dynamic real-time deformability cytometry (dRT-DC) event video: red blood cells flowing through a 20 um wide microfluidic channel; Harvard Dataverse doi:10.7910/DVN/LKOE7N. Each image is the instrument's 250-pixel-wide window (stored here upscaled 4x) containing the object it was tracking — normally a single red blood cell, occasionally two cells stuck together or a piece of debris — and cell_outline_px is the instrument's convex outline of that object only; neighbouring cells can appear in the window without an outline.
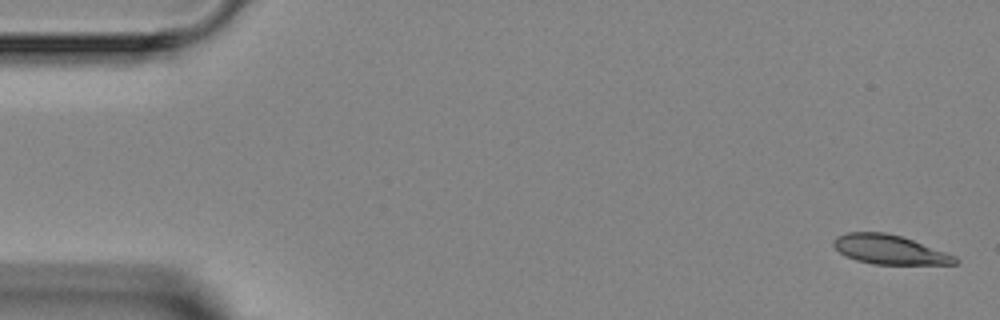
{"species": "Egyptian fruit bat (a non-hibernating species)", "species_latin": "Rousettus aegyptiacus", "temperature_condition": "room temperature", "stored_images_in_passage": 5, "camera_frame_rate_fps": 3000, "um_per_image_px": 0.085, "animal": {"sex": "female"}, "frame": {"image": 1, "passage_image": 1, "time_ms": 0.0, "image_size_px": [1000, 320], "cell_outline_px": [[960, 260], [956, 264], [872, 264], [856, 260], [840, 252], [832, 244], [832, 240], [836, 236], [844, 232], [884, 232], [900, 236], [912, 240], [956, 256]], "centroid_in_image_um": [75.58, 21.21], "position_along_channel_um": 9.4, "area_um2": 20.58}}
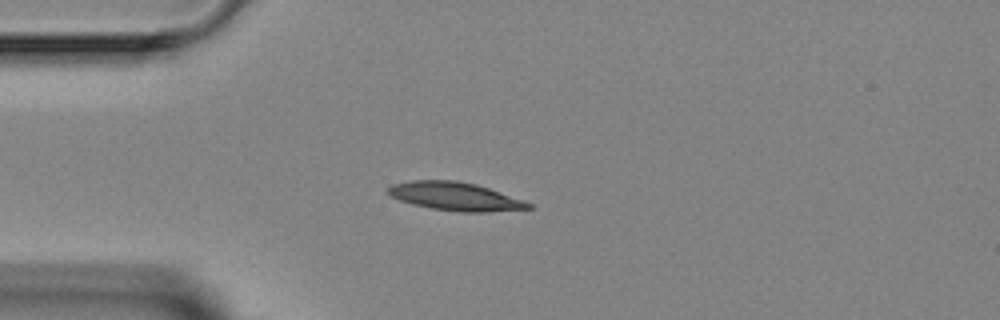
{"frame": {"image": 2, "passage_image": 4, "time_ms": 3.667, "image_size_px": [1000, 320], "cell_outline_px": [[532, 208], [484, 212], [460, 212], [432, 208], [412, 204], [400, 200], [392, 196], [388, 192], [388, 188], [392, 184], [412, 180], [456, 180], [476, 184], [524, 200], [532, 204]], "centroid_in_image_um": [38.69, 16.69], "position_along_channel_um": 46.3, "area_um2": 22.95}}